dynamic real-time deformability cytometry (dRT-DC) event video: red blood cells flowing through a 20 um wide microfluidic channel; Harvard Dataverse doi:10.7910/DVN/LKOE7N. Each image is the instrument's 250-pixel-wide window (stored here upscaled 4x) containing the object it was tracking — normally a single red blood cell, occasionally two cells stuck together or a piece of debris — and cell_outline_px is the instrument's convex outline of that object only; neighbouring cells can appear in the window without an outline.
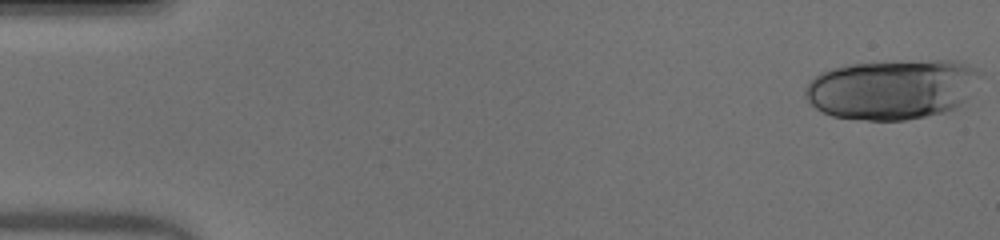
{"species": "human", "species_latin": "Homo sapiens", "temperature_condition": "warm", "stored_images_in_passage": 38, "camera_frame_rate_fps": 3000, "um_per_image_px": 0.085, "donor": {"sex": "male"}, "frame": {"image": 1, "passage_image": 1, "time_ms": 0.0, "image_size_px": [1000, 240], "cell_outline_px": [[980, 76], [968, 96], [956, 108], [944, 112], [904, 120], [868, 120], [832, 116], [816, 108], [804, 96], [804, 88], [808, 80], [820, 72], [832, 68], [848, 64], [884, 60], [952, 60], [968, 64], [980, 68]], "centroid_in_image_um": [75.81, 7.55], "position_along_channel_um": 9.2, "area_um2": 61.85}}
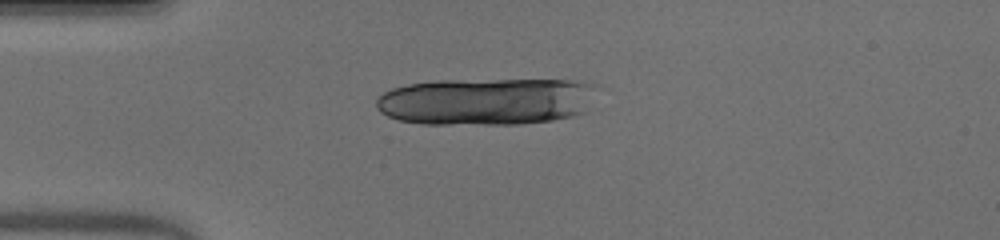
{"frame": {"image": 2, "passage_image": 13, "time_ms": 4.0, "image_size_px": [1000, 240], "cell_outline_px": [[600, 88], [584, 112], [572, 116], [552, 120], [520, 124], [420, 124], [400, 120], [388, 116], [380, 112], [376, 108], [376, 100], [384, 92], [392, 88], [408, 84], [432, 80], [576, 80], [596, 84]], "centroid_in_image_um": [41.36, 8.61], "position_along_channel_um": 43.6, "area_um2": 61.44}}
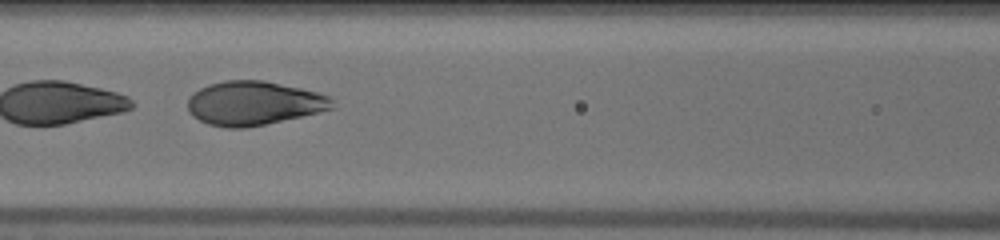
{"frame": {"image": 3, "passage_image": 23, "time_ms": 7.333, "image_size_px": [1000, 240], "cell_outline_px": [[336, 108], [320, 112], [264, 124], [244, 128], [228, 128], [208, 124], [192, 116], [188, 112], [188, 100], [192, 92], [208, 84], [224, 80], [264, 80], [300, 88], [316, 92], [328, 96], [332, 100]], "centroid_in_image_um": [21.55, 8.77], "position_along_channel_um": 145.1, "area_um2": 37.05}}